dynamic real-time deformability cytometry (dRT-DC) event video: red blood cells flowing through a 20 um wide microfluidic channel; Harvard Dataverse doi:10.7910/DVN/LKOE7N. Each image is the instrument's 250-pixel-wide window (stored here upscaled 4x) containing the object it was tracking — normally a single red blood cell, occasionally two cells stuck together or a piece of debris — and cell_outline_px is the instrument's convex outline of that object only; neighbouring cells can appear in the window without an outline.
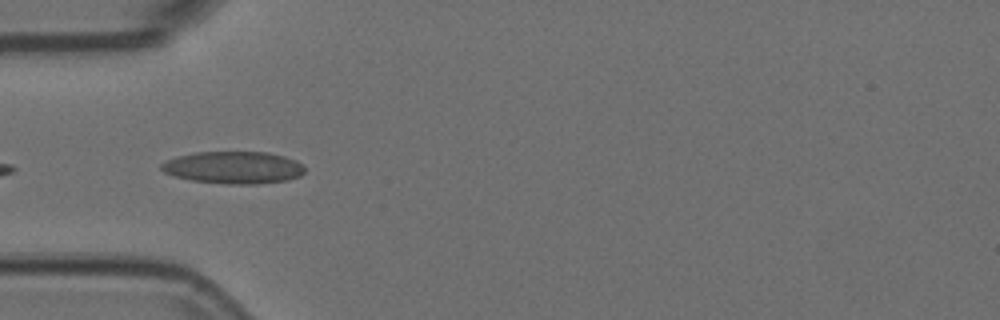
{"species": "Egyptian fruit bat (a non-hibernating species)", "species_latin": "Rousettus aegyptiacus", "temperature_condition": "room temperature", "stored_images_in_passage": 8, "camera_frame_rate_fps": 3000, "um_per_image_px": 0.085, "animal": {"sex": "female"}, "frame": {"image": 1, "passage_image": 3, "time_ms": 0.667, "image_size_px": [1000, 320], "cell_outline_px": [[304, 172], [300, 176], [288, 180], [256, 184], [228, 184], [192, 180], [172, 176], [164, 172], [160, 168], [160, 164], [176, 156], [196, 152], [268, 152], [284, 156], [296, 160], [304, 168]], "centroid_in_image_um": [19.83, 14.24], "position_along_channel_um": 65.2, "area_um2": 26.99}}
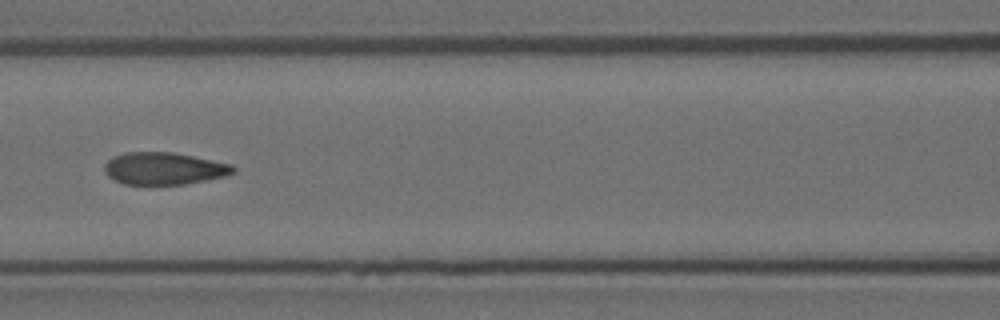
{"frame": {"image": 2, "passage_image": 5, "time_ms": 1.333, "image_size_px": [1000, 320], "cell_outline_px": [[236, 172], [224, 176], [208, 180], [184, 184], [124, 184], [108, 176], [104, 168], [104, 164], [112, 156], [124, 152], [172, 152], [232, 164], [236, 168]], "centroid_in_image_um": [13.94, 14.31], "position_along_channel_um": 152.7, "area_um2": 24.16}}
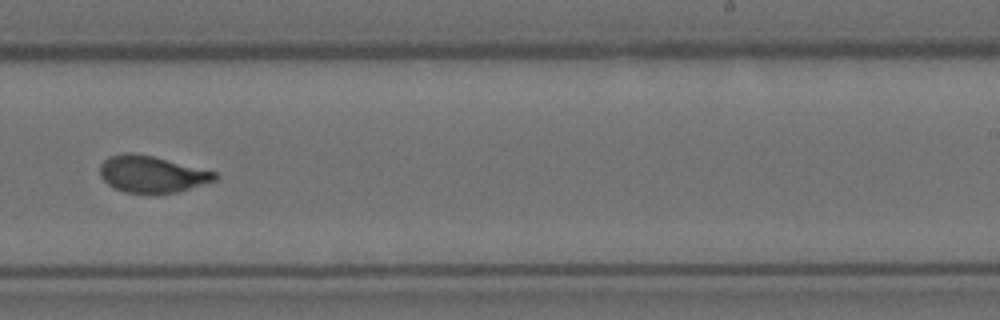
{"frame": {"image": 3, "passage_image": 8, "time_ms": 2.333, "image_size_px": [1000, 320], "cell_outline_px": [[216, 180], [176, 192], [124, 192], [108, 184], [100, 176], [100, 164], [108, 156], [124, 152], [132, 152], [152, 156], [216, 172]], "centroid_in_image_um": [12.85, 14.78], "position_along_channel_um": 276.1, "area_um2": 24.1}}